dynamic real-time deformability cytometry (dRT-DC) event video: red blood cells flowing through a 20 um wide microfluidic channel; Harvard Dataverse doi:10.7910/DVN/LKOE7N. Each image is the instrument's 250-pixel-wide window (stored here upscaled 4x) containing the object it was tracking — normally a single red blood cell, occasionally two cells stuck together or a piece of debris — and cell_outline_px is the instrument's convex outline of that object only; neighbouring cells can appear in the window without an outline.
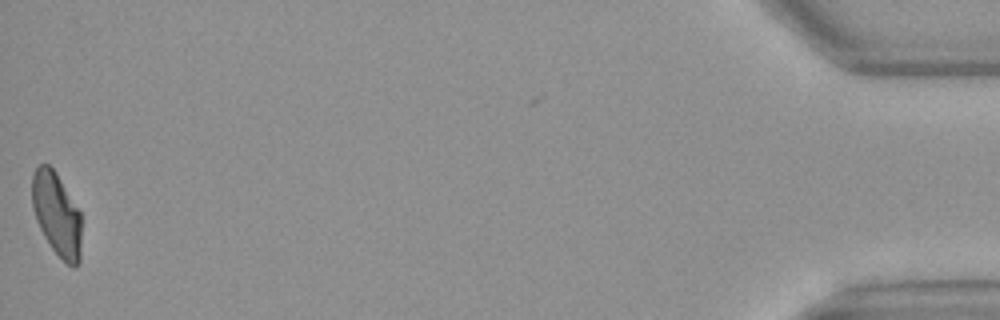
{"species": "Egyptian fruit bat (a non-hibernating species)", "species_latin": "Rousettus aegyptiacus", "temperature_condition": "warm", "stored_images_in_passage": 50, "camera_frame_rate_fps": 3000, "um_per_image_px": 0.085, "animal": {"sex": "female"}, "frame": {"image": 1, "passage_image": 49, "time_ms": 16.0, "image_size_px": [1000, 320], "cell_outline_px": [[80, 260], [76, 268], [72, 268], [52, 248], [44, 236], [36, 220], [32, 204], [32, 176], [36, 168], [40, 164], [48, 164], [56, 172], [80, 212]], "centroid_in_image_um": [4.81, 18.21], "position_along_channel_um": 430.4, "area_um2": 23.7}}